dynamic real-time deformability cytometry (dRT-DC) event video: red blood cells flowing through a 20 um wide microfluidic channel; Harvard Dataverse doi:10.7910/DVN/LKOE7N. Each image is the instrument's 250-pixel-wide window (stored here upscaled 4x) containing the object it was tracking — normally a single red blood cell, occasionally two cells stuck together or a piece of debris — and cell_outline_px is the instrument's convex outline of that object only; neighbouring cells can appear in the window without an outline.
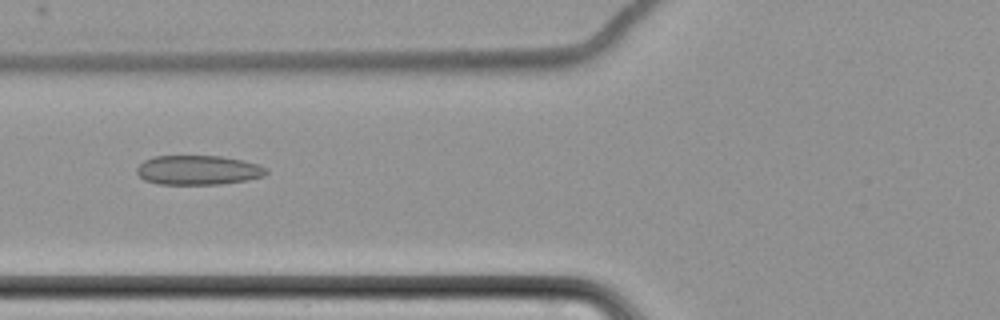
{"species": "common noctule bat (a hibernating species)", "species_latin": "Nyctalus noctula", "temperature_condition": "cold", "stored_images_in_passage": 8, "camera_frame_rate_fps": 3000, "um_per_image_px": 0.085, "animal": {"sex": "female", "body_mass_g": 22.7, "forearm_length_mm": 54.2}, "frame": {"image": 1, "passage_image": 7, "time_ms": 8.0, "image_size_px": [1000, 320], "cell_outline_px": [[268, 172], [264, 176], [248, 180], [220, 184], [156, 184], [144, 180], [136, 172], [136, 168], [144, 160], [152, 156], [220, 156], [244, 160], [268, 168]], "centroid_in_image_um": [16.84, 14.46], "position_along_channel_um": 109.0, "area_um2": 22.37}}
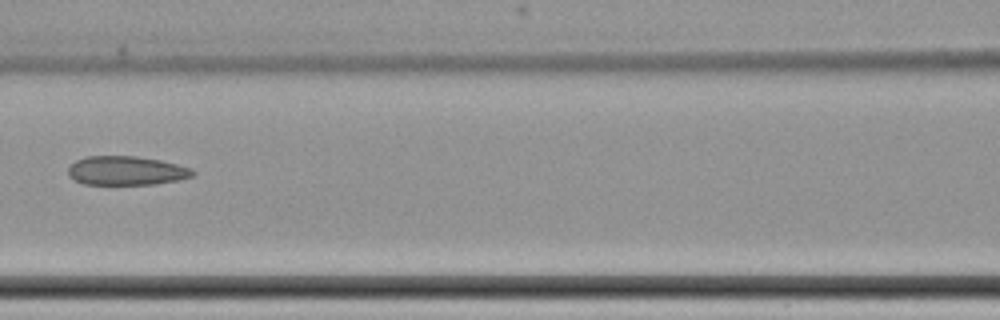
{"frame": {"image": 2, "passage_image": 8, "time_ms": 9.333, "image_size_px": [1000, 320], "cell_outline_px": [[196, 172], [192, 176], [180, 180], [156, 184], [84, 184], [68, 176], [68, 168], [76, 160], [84, 156], [136, 156], [160, 160], [192, 168]], "centroid_in_image_um": [10.75, 14.5], "position_along_channel_um": 155.9, "area_um2": 21.1}}